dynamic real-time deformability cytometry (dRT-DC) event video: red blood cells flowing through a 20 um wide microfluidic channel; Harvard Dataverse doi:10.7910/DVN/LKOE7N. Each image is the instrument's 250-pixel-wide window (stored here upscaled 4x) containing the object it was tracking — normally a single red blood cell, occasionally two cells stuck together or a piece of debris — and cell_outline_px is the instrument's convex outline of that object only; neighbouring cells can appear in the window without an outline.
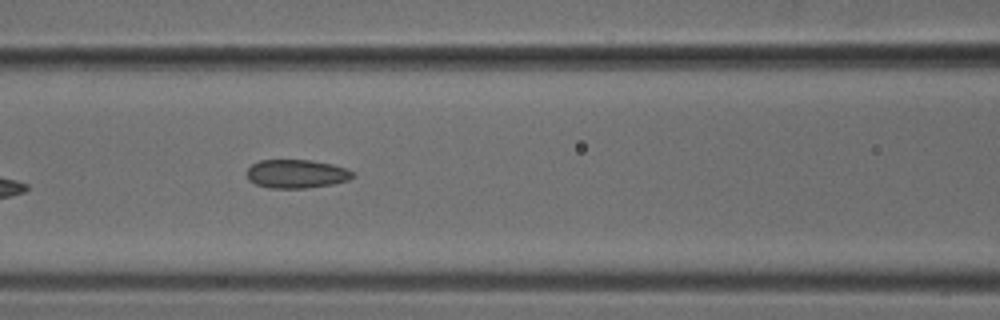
{"species": "common noctule bat (a hibernating species)", "species_latin": "Nyctalus noctula", "temperature_condition": "cold", "stored_images_in_passage": 8, "camera_frame_rate_fps": 3000, "um_per_image_px": 0.085, "animal": {"sex": "male", "body_mass_g": 18.8}, "frame": {"image": 1, "passage_image": 7, "time_ms": 2.0, "image_size_px": [1000, 320], "cell_outline_px": [[356, 176], [348, 180], [332, 184], [308, 188], [268, 188], [256, 184], [248, 180], [248, 168], [252, 164], [260, 160], [312, 160], [332, 164], [348, 168], [356, 172]], "centroid_in_image_um": [25.26, 14.77], "position_along_channel_um": 141.3, "area_um2": 17.86}}
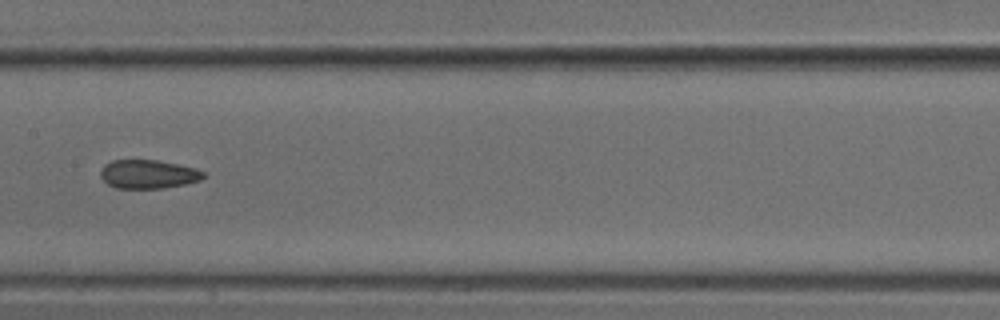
{"frame": {"image": 2, "passage_image": 8, "time_ms": 2.333, "image_size_px": [1000, 320], "cell_outline_px": [[204, 176], [200, 180], [184, 184], [164, 188], [116, 188], [108, 184], [100, 176], [100, 172], [104, 164], [112, 160], [156, 160], [196, 168], [204, 172]], "centroid_in_image_um": [12.58, 14.8], "position_along_channel_um": 194.8, "area_um2": 17.11}}